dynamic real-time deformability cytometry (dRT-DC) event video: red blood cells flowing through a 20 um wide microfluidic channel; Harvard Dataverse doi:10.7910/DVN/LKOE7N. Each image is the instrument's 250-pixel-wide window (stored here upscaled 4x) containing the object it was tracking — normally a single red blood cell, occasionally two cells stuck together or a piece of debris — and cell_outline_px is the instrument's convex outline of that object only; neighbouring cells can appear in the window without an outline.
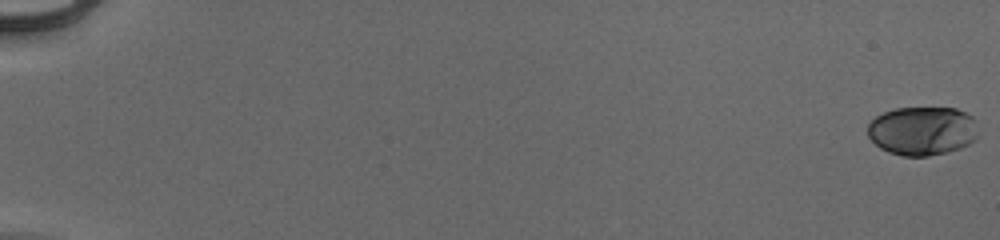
{"species": "human", "species_latin": "Homo sapiens", "temperature_condition": "cold", "stored_images_in_passage": 55, "camera_frame_rate_fps": 3000, "um_per_image_px": 0.085, "donor": {"sex": "male"}, "frame": {"image": 1, "passage_image": 1, "time_ms": 0.0, "image_size_px": [1000, 240], "cell_outline_px": [[976, 140], [960, 148], [948, 152], [928, 156], [900, 156], [888, 152], [880, 148], [868, 136], [868, 124], [876, 116], [884, 112], [896, 108], [956, 108], [972, 116], [976, 120]], "centroid_in_image_um": [78.4, 11.13], "position_along_channel_um": 6.6, "area_um2": 31.56}}
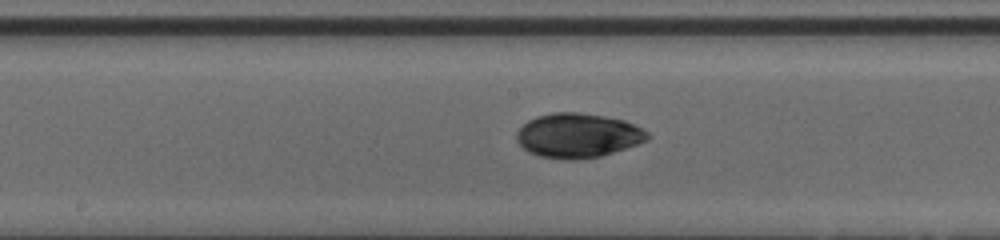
{"frame": {"image": 2, "passage_image": 32, "time_ms": 10.333, "image_size_px": [1000, 240], "cell_outline_px": [[648, 140], [640, 144], [600, 156], [576, 160], [572, 160], [540, 156], [528, 152], [516, 140], [516, 132], [528, 120], [536, 116], [552, 112], [580, 112], [604, 116], [624, 120], [648, 132]], "centroid_in_image_um": [49.11, 11.51], "position_along_channel_um": 199.1, "area_um2": 33.87}}
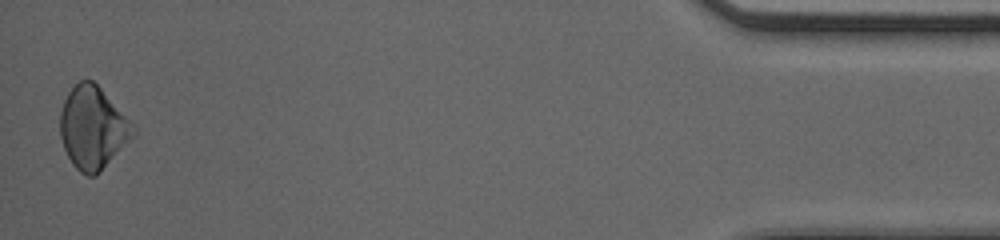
{"frame": {"image": 3, "passage_image": 55, "time_ms": 18.0, "image_size_px": [1000, 240], "cell_outline_px": [[136, 132], [100, 172], [96, 176], [88, 176], [80, 172], [72, 164], [64, 148], [60, 136], [60, 112], [64, 100], [68, 92], [80, 80], [92, 80], [100, 88], [136, 128]], "centroid_in_image_um": [7.85, 10.88], "position_along_channel_um": 427.3, "area_um2": 34.45}, "authors_computed_cell_mechanics": {"area_um2": 32.2524, "velocity_mm_per_s": 3.9636, "shape_relaxation_time_tau1_ms": 5.1097, "shape_relaxation_time_tau2_ms": 3.1204, "deformation_change_tau1": 0.1208, "deformation_change_tau2": 0.0346}}